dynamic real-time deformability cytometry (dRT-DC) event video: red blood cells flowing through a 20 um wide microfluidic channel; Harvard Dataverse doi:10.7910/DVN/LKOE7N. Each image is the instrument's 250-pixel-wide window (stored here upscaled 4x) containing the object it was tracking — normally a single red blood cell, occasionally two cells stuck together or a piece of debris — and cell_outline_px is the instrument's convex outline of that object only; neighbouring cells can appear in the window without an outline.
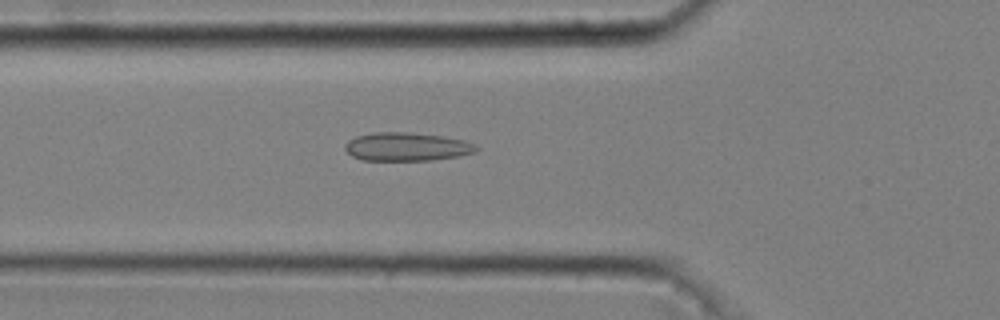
{"species": "common noctule bat (a hibernating species)", "species_latin": "Nyctalus noctula", "temperature_condition": "cold", "stored_images_in_passage": 49, "camera_frame_rate_fps": 3000, "um_per_image_px": 0.085, "animal": {"sex": "male", "body_mass_g": 20.4}, "frame": {"image": 1, "passage_image": 18, "time_ms": 5.667, "image_size_px": [1000, 320], "cell_outline_px": [[480, 148], [476, 152], [460, 156], [428, 160], [364, 160], [352, 156], [344, 148], [344, 144], [348, 140], [356, 136], [376, 132], [408, 132], [444, 136], [464, 140], [476, 144]], "centroid_in_image_um": [34.6, 12.46], "position_along_channel_um": 91.2, "area_um2": 21.85}}
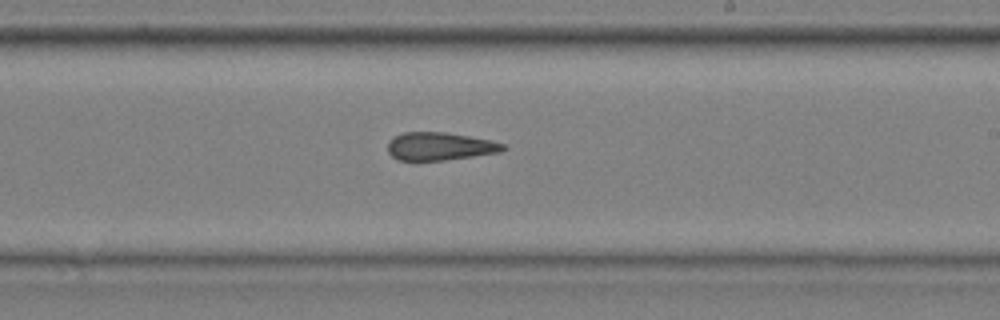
{"frame": {"image": 2, "passage_image": 31, "time_ms": 10.0, "image_size_px": [1000, 320], "cell_outline_px": [[508, 148], [500, 152], [444, 160], [396, 160], [388, 152], [388, 140], [392, 136], [404, 132], [444, 132], [492, 140], [504, 144]], "centroid_in_image_um": [37.36, 12.43], "position_along_channel_um": 251.6, "area_um2": 18.84}}
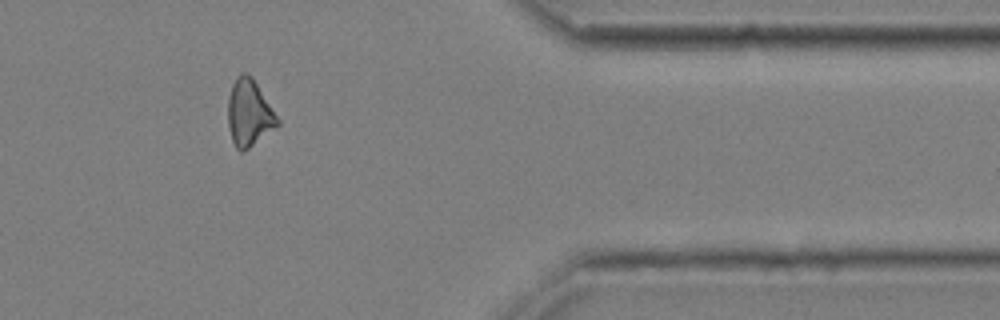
{"frame": {"image": 3, "passage_image": 44, "time_ms": 14.333, "image_size_px": [1000, 320], "cell_outline_px": [[280, 124], [276, 128], [244, 152], [240, 152], [236, 148], [232, 140], [228, 124], [228, 96], [232, 84], [236, 76], [240, 72], [244, 72], [252, 76], [280, 120]], "centroid_in_image_um": [21.18, 9.61], "position_along_channel_um": 390.2, "area_um2": 19.48}, "authors_computed_cell_mechanics": {"area_um2": 19.941, "velocity_mm_per_s": 3.6994, "shape_relaxation_time_tau1_ms": null, "shape_relaxation_time_tau2_ms": 3.3811, "deformation_change_tau1": null, "deformation_change_tau2": 0.1155}}